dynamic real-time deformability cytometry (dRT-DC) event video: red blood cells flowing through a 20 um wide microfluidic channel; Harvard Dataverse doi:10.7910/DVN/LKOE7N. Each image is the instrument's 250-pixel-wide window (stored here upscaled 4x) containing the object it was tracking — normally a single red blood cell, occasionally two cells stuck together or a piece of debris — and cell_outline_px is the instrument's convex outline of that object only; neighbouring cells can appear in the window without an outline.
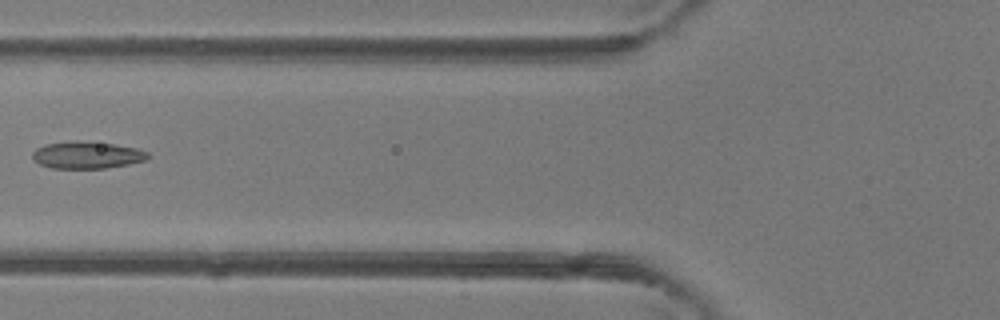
{"species": "common noctule bat (a hibernating species)", "species_latin": "Nyctalus noctula", "temperature_condition": "room temperature", "stored_images_in_passage": 6, "camera_frame_rate_fps": 3000, "um_per_image_px": 0.085, "animal": {"sex": "female"}, "frame": {"image": 1, "passage_image": 6, "time_ms": 1.667, "image_size_px": [1000, 320], "cell_outline_px": [[152, 156], [148, 160], [128, 164], [104, 168], [52, 168], [40, 164], [32, 160], [32, 152], [36, 148], [44, 144], [72, 140], [76, 140], [116, 144], [136, 148], [148, 152]], "centroid_in_image_um": [7.39, 13.17], "position_along_channel_um": 118.4, "area_um2": 18.5}}